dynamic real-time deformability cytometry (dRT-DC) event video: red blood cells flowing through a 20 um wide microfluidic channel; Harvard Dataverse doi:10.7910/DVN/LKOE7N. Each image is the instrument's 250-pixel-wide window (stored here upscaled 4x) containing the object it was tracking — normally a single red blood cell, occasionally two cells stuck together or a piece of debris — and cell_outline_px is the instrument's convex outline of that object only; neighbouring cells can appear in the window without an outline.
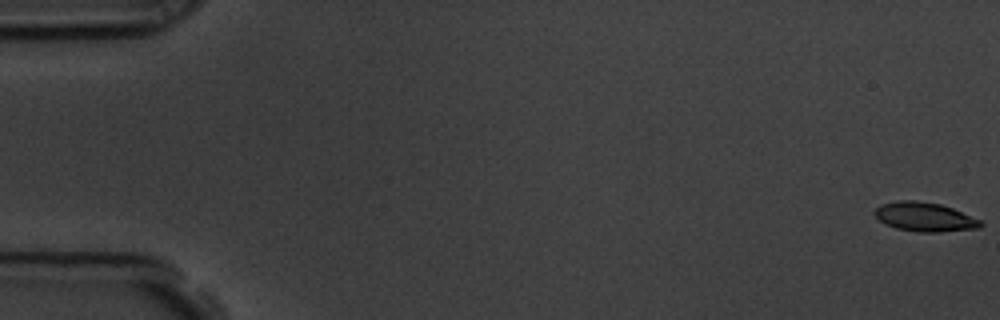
{"species": "common noctule bat (a hibernating species)", "species_latin": "Nyctalus noctula", "temperature_condition": "room temperature", "stored_images_in_passage": 58, "camera_frame_rate_fps": 3000, "um_per_image_px": 0.085, "animal": {"sex": "male", "body_mass_g": 19.5, "forearm_length_mm": 54.6}, "frame": {"image": 1, "passage_image": 1, "time_ms": 0.0, "image_size_px": [1000, 320], "cell_outline_px": [[984, 224], [980, 228], [940, 232], [920, 232], [896, 228], [884, 224], [872, 212], [880, 204], [896, 200], [916, 200], [940, 204], [952, 208], [980, 220]], "centroid_in_image_um": [78.57, 18.43], "position_along_channel_um": 6.4, "area_um2": 18.03}}
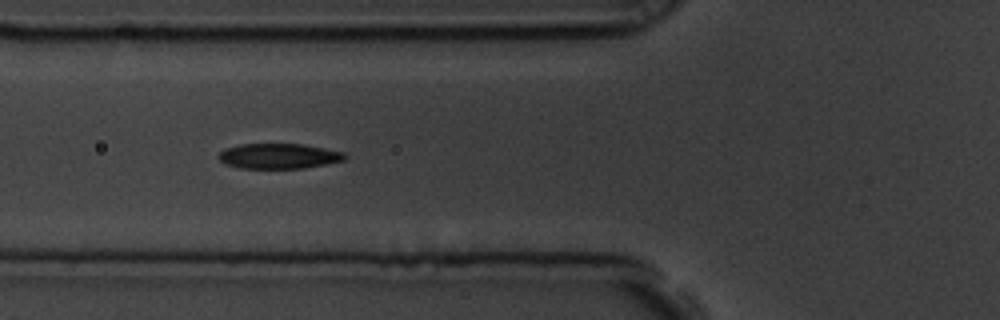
{"frame": {"image": 2, "passage_image": 22, "time_ms": 7.0, "image_size_px": [1000, 320], "cell_outline_px": [[348, 156], [344, 160], [304, 168], [240, 168], [224, 164], [220, 160], [220, 152], [224, 148], [240, 144], [304, 144], [344, 152]], "centroid_in_image_um": [23.69, 13.26], "position_along_channel_um": 102.1, "area_um2": 18.5}}
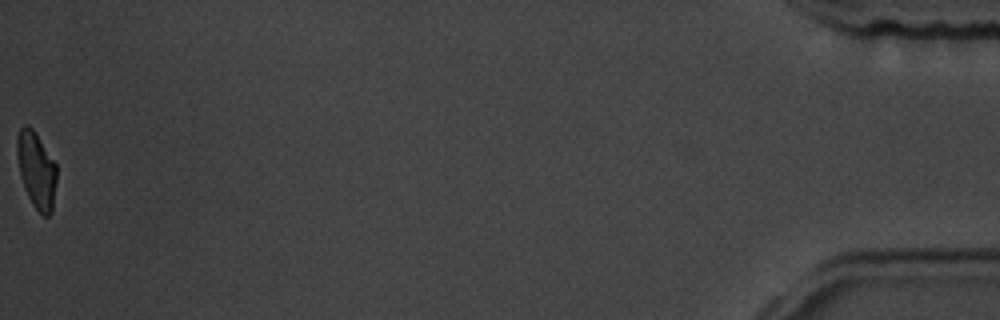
{"frame": {"image": 3, "passage_image": 58, "time_ms": 19.0, "image_size_px": [1000, 320], "cell_outline_px": [[56, 180], [52, 212], [48, 216], [44, 216], [32, 204], [24, 188], [20, 176], [16, 152], [16, 136], [20, 128], [24, 124], [28, 124], [32, 128], [56, 164]], "centroid_in_image_um": [3.07, 14.43], "position_along_channel_um": 432.1, "area_um2": 17.63}, "authors_computed_cell_mechanics": {"area_um2": 18.6694, "velocity_mm_per_s": 3.6, "shape_relaxation_time_tau1_ms": 3.2431, "shape_relaxation_time_tau2_ms": 2.1025, "deformation_change_tau1": 0.1457, "deformation_change_tau2": 0.0808}}